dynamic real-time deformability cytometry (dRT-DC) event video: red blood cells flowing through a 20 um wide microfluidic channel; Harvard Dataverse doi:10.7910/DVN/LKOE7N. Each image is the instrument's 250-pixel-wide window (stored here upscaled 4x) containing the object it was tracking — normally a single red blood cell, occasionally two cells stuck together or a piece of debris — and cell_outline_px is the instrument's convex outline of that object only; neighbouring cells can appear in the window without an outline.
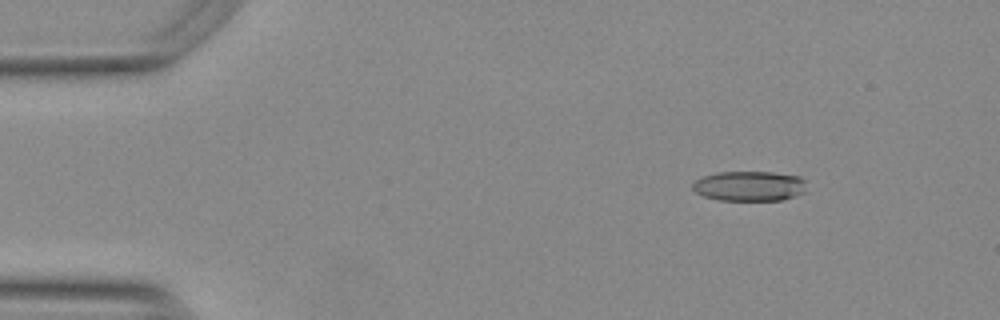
{"species": "Egyptian fruit bat (a non-hibernating species)", "species_latin": "Rousettus aegyptiacus", "temperature_condition": "warm", "stored_images_in_passage": 49, "camera_frame_rate_fps": 3000, "um_per_image_px": 0.085, "animal": {"sex": "female"}, "frame": {"image": 1, "passage_image": 2, "time_ms": 0.333, "image_size_px": [1000, 320], "cell_outline_px": [[804, 192], [780, 200], [720, 200], [704, 196], [696, 192], [692, 188], [692, 184], [696, 180], [704, 176], [716, 172], [772, 172], [800, 176], [804, 180]], "centroid_in_image_um": [63.67, 15.8], "position_along_channel_um": 21.3, "area_um2": 19.71}}
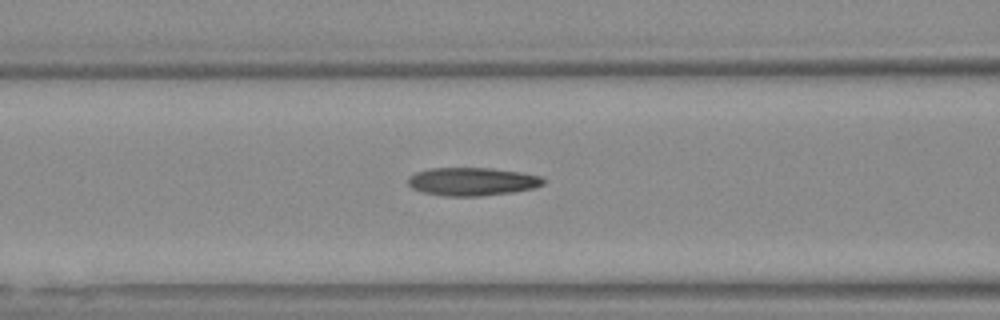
{"frame": {"image": 2, "passage_image": 17, "time_ms": 5.333, "image_size_px": [1000, 320], "cell_outline_px": [[544, 184], [532, 188], [512, 192], [480, 196], [444, 196], [424, 192], [412, 188], [408, 184], [408, 180], [416, 172], [432, 168], [492, 168], [520, 172], [540, 176], [544, 180]], "centroid_in_image_um": [40.14, 15.43], "position_along_channel_um": 126.5, "area_um2": 21.96}}
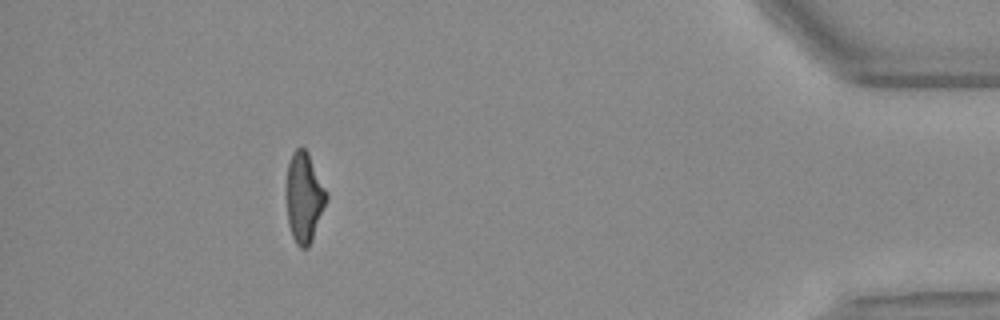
{"frame": {"image": 3, "passage_image": 44, "time_ms": 14.333, "image_size_px": [1000, 320], "cell_outline_px": [[328, 196], [312, 240], [308, 248], [300, 248], [296, 244], [292, 236], [288, 224], [288, 164], [292, 152], [296, 148], [304, 148], [308, 152], [328, 192]], "centroid_in_image_um": [25.88, 16.78], "position_along_channel_um": 409.3, "area_um2": 20.63}, "authors_computed_cell_mechanics": {"area_um2": 21.4438, "velocity_mm_per_s": 3.7821, "shape_relaxation_time_tau1_ms": 7.217, "shape_relaxation_time_tau2_ms": 2.6967, "deformation_change_tau1": 0.2547, "deformation_change_tau2": 0.139}}